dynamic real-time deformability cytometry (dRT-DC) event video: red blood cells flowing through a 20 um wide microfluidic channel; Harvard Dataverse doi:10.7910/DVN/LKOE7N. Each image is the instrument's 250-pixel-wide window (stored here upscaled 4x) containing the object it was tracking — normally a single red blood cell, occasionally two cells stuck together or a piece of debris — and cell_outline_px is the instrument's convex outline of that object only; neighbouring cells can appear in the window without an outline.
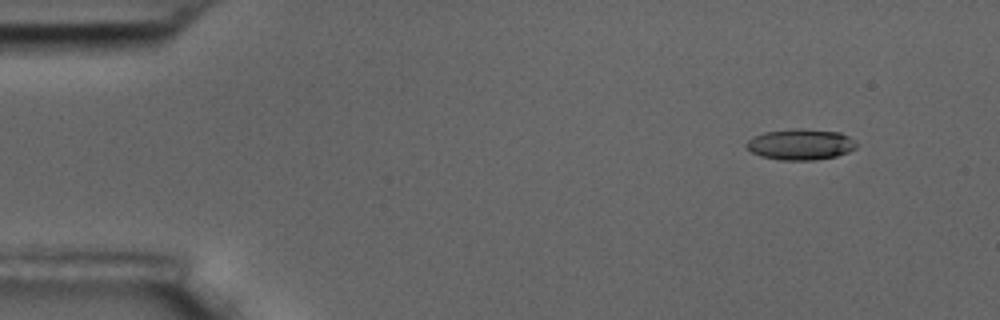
{"species": "common noctule bat (a hibernating species)", "species_latin": "Nyctalus noctula", "temperature_condition": "room temperature", "stored_images_in_passage": 7, "camera_frame_rate_fps": 3000, "um_per_image_px": 0.085, "animal": {"sex": "male", "body_mass_g": 17.5, "forearm_length_mm": 52.3}, "frame": {"image": 1, "passage_image": 1, "time_ms": 0.0, "image_size_px": [1000, 320], "cell_outline_px": [[856, 148], [848, 152], [836, 156], [816, 160], [780, 160], [760, 156], [752, 152], [744, 144], [752, 136], [764, 132], [792, 128], [800, 128], [840, 132], [848, 136], [856, 144]], "centroid_in_image_um": [68.01, 12.27], "position_along_channel_um": 17.0, "area_um2": 19.94}}
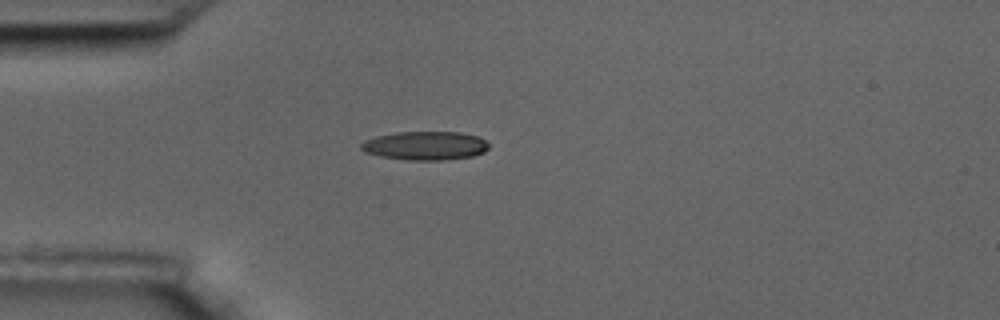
{"frame": {"image": 2, "passage_image": 4, "time_ms": 3.333, "image_size_px": [1000, 320], "cell_outline_px": [[488, 148], [484, 152], [472, 156], [444, 160], [408, 160], [380, 156], [364, 152], [360, 148], [360, 144], [364, 140], [376, 136], [396, 132], [460, 132], [480, 136], [488, 144]], "centroid_in_image_um": [36.13, 12.38], "position_along_channel_um": 48.9, "area_um2": 21.44}}